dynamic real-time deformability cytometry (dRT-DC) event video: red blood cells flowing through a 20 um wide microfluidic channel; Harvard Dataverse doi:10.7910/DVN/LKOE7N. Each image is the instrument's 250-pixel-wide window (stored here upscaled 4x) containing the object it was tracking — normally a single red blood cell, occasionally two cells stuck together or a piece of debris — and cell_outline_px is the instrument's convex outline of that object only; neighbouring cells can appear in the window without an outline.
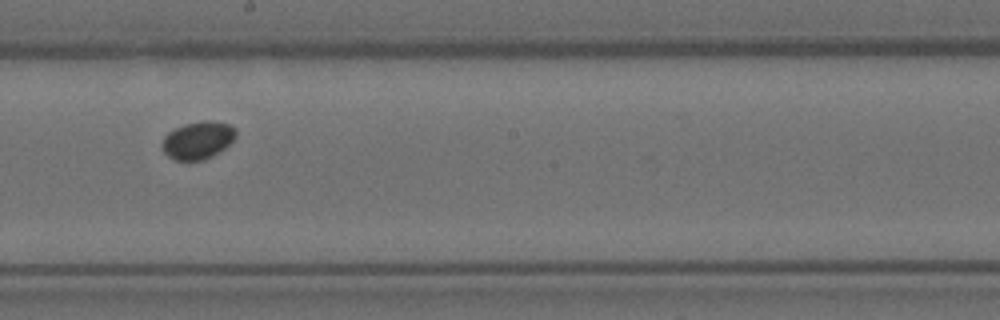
{"species": "Egyptian fruit bat (a non-hibernating species)", "species_latin": "Rousettus aegyptiacus", "temperature_condition": "room temperature", "stored_images_in_passage": 9, "camera_frame_rate_fps": 3000, "um_per_image_px": 0.085, "animal": {"sex": "female"}, "frame": {"image": 1, "passage_image": 7, "time_ms": 2.0, "image_size_px": [1000, 320], "cell_outline_px": [[236, 136], [224, 148], [212, 156], [204, 160], [176, 160], [168, 156], [164, 152], [160, 144], [164, 136], [168, 132], [184, 124], [204, 120], [208, 120], [228, 124], [236, 128]], "centroid_in_image_um": [16.79, 11.91], "position_along_channel_um": 231.4, "area_um2": 16.13}}
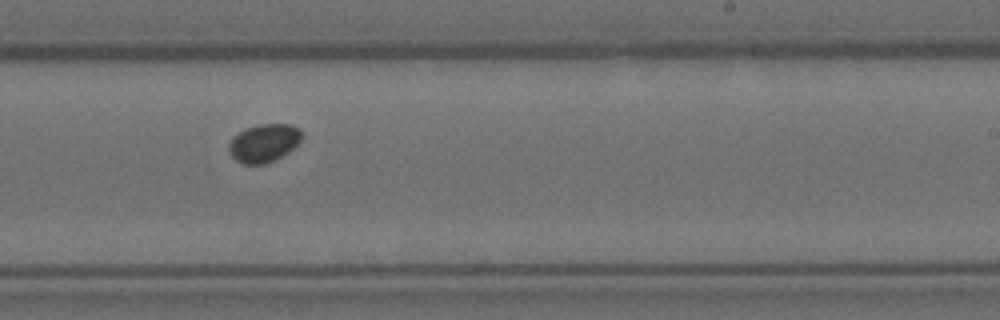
{"frame": {"image": 2, "passage_image": 8, "time_ms": 2.333, "image_size_px": [1000, 320], "cell_outline_px": [[304, 136], [288, 152], [276, 160], [264, 164], [244, 164], [236, 160], [228, 152], [228, 144], [232, 136], [248, 128], [260, 124], [292, 124], [300, 128], [304, 132]], "centroid_in_image_um": [22.45, 12.15], "position_along_channel_um": 266.6, "area_um2": 16.36}}
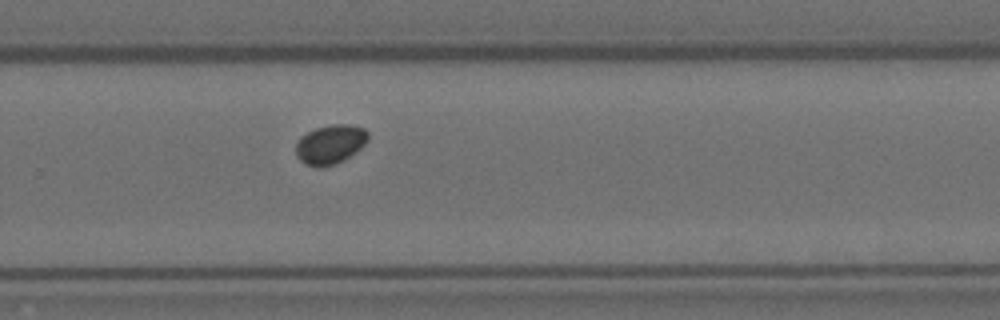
{"frame": {"image": 3, "passage_image": 9, "time_ms": 2.667, "image_size_px": [1000, 320], "cell_outline_px": [[368, 140], [356, 152], [344, 160], [336, 164], [320, 168], [316, 168], [304, 164], [296, 156], [296, 144], [300, 136], [316, 128], [332, 124], [348, 124], [364, 128], [368, 132]], "centroid_in_image_um": [28.06, 12.29], "position_along_channel_um": 301.7, "area_um2": 16.7}}